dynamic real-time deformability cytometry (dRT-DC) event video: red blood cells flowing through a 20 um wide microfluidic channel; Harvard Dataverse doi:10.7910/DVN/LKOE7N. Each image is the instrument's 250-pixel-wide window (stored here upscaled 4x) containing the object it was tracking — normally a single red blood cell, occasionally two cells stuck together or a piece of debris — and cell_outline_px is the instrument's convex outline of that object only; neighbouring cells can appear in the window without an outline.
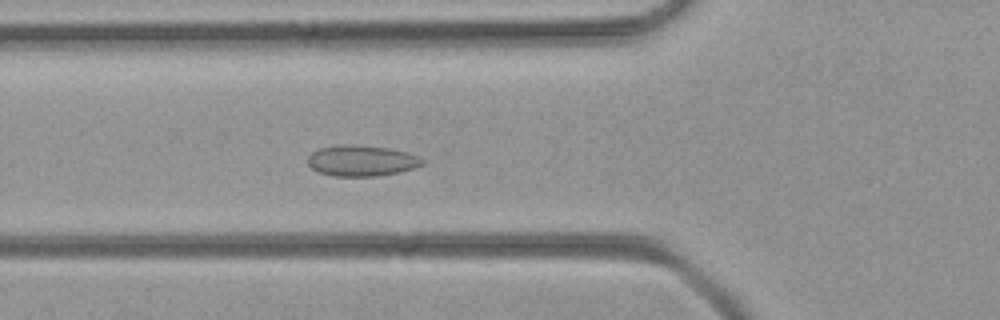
{"species": "common noctule bat (a hibernating species)", "species_latin": "Nyctalus noctula", "temperature_condition": "room temperature", "stored_images_in_passage": 37, "camera_frame_rate_fps": 3000, "um_per_image_px": 0.085, "animal": {"sex": "female", "body_mass_g": 21.9}, "frame": {"image": 1, "passage_image": 5, "time_ms": 1.333, "image_size_px": [1000, 320], "cell_outline_px": [[428, 160], [424, 164], [400, 172], [380, 176], [332, 176], [320, 172], [312, 168], [308, 164], [308, 156], [312, 152], [320, 148], [344, 144], [348, 144], [388, 148], [408, 152], [420, 156]], "centroid_in_image_um": [30.79, 13.66], "position_along_channel_um": 95.0, "area_um2": 20.75}}
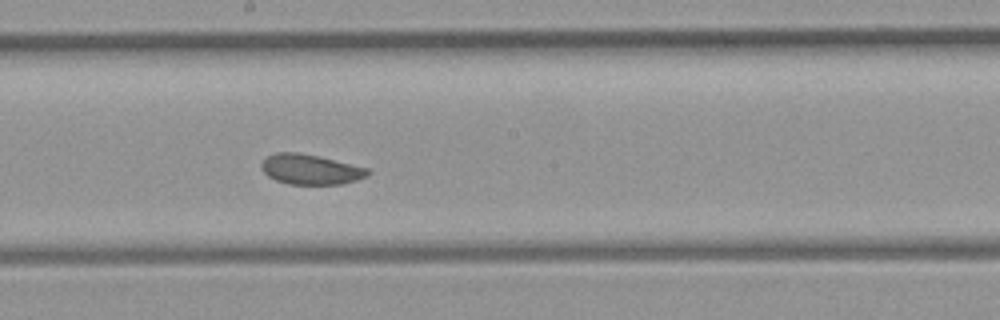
{"frame": {"image": 2, "passage_image": 14, "time_ms": 4.333, "image_size_px": [1000, 320], "cell_outline_px": [[372, 172], [368, 176], [344, 184], [288, 184], [276, 180], [268, 176], [260, 168], [260, 164], [268, 156], [276, 152], [300, 152], [320, 156], [368, 168]], "centroid_in_image_um": [26.41, 14.39], "position_along_channel_um": 221.8, "area_um2": 18.84}}
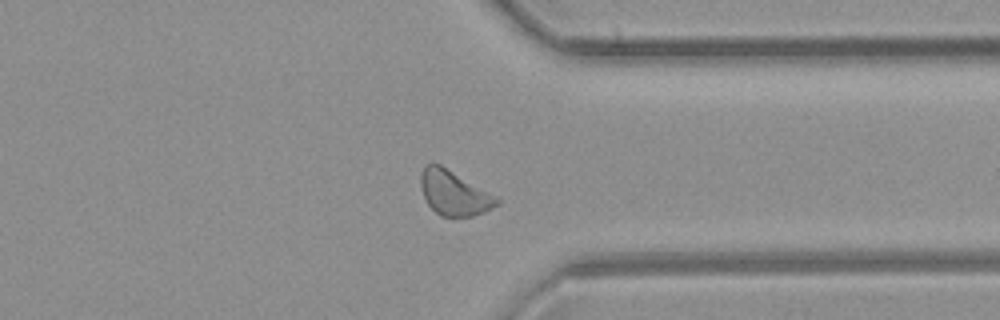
{"frame": {"image": 3, "passage_image": 25, "time_ms": 8.0, "image_size_px": [1000, 320], "cell_outline_px": [[500, 204], [484, 212], [472, 216], [440, 216], [428, 204], [424, 196], [420, 184], [420, 176], [424, 164], [432, 160], [440, 164], [500, 200]], "centroid_in_image_um": [38.53, 16.38], "position_along_channel_um": 372.9, "area_um2": 19.48}}